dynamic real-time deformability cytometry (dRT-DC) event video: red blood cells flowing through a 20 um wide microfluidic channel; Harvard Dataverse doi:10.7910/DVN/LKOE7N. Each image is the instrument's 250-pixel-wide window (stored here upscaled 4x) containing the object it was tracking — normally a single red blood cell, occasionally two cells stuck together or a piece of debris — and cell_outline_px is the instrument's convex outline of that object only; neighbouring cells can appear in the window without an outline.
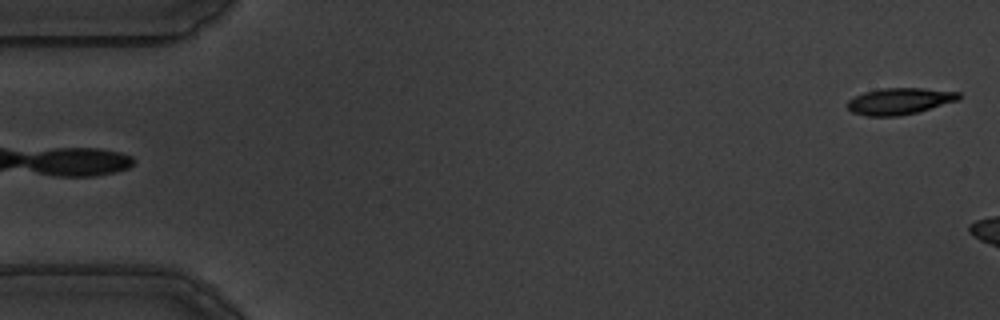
{"species": "common noctule bat (a hibernating species)", "species_latin": "Nyctalus noctula", "temperature_condition": "warm", "stored_images_in_passage": 11, "camera_frame_rate_fps": 3000, "um_per_image_px": 0.085, "animal": {"sex": "male", "body_mass_g": 19.5, "forearm_length_mm": 54.6}, "frame": {"image": 1, "passage_image": 1, "time_ms": 0.0, "image_size_px": [1000, 320], "cell_outline_px": [[960, 100], [916, 112], [900, 116], [868, 116], [852, 112], [848, 108], [848, 100], [864, 92], [884, 88], [920, 88], [960, 92]], "centroid_in_image_um": [76.48, 8.6], "position_along_channel_um": 8.5, "area_um2": 17.05}}